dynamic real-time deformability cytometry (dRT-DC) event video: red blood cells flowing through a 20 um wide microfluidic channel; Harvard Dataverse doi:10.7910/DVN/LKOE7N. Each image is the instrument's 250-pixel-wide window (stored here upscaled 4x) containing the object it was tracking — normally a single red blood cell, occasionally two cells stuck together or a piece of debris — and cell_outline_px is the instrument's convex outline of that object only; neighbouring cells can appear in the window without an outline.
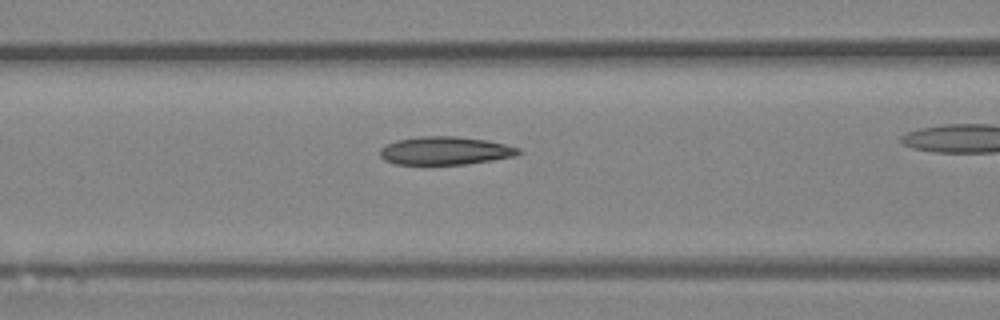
{"species": "Egyptian fruit bat (a non-hibernating species)", "species_latin": "Rousettus aegyptiacus", "temperature_condition": "room temperature", "stored_images_in_passage": 23, "camera_frame_rate_fps": 3000, "um_per_image_px": 0.085, "animal": {"sex": "female"}, "frame": {"image": 1, "passage_image": 5, "time_ms": 1.333, "image_size_px": [1000, 320], "cell_outline_px": [[520, 152], [516, 156], [492, 160], [464, 164], [396, 164], [384, 160], [380, 156], [380, 148], [396, 140], [420, 136], [456, 136], [488, 140], [520, 148]], "centroid_in_image_um": [37.83, 12.8], "position_along_channel_um": 128.8, "area_um2": 22.66}}
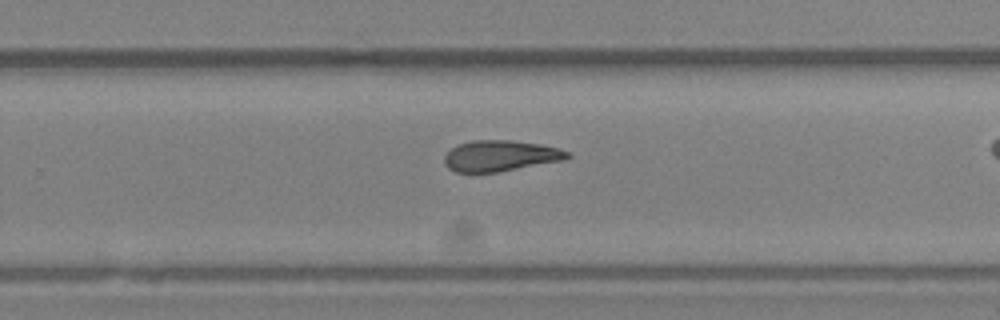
{"frame": {"image": 2, "passage_image": 16, "time_ms": 5.0, "image_size_px": [1000, 320], "cell_outline_px": [[572, 156], [564, 160], [496, 172], [456, 172], [448, 168], [444, 164], [444, 156], [456, 144], [472, 140], [512, 140], [540, 144], [560, 148], [568, 152]], "centroid_in_image_um": [42.52, 13.23], "position_along_channel_um": 287.3, "area_um2": 22.2}}
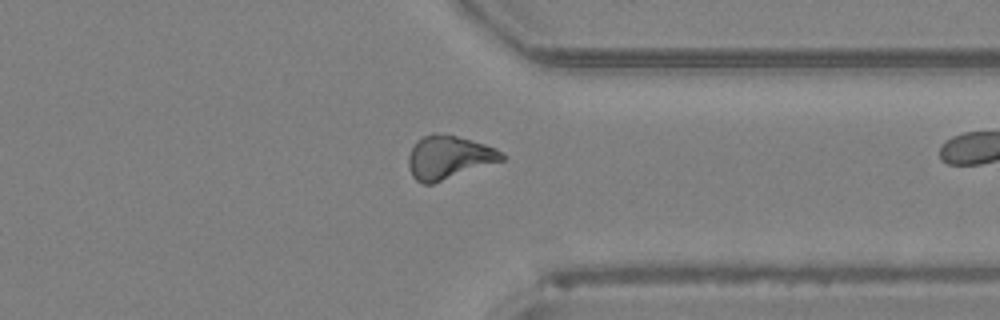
{"frame": {"image": 3, "passage_image": 22, "time_ms": 7.0, "image_size_px": [1000, 320], "cell_outline_px": [[504, 160], [432, 184], [424, 184], [416, 180], [412, 176], [408, 164], [408, 156], [416, 140], [432, 132], [436, 132], [456, 136], [484, 144], [496, 148], [504, 156]], "centroid_in_image_um": [38.11, 13.37], "position_along_channel_um": 373.3, "area_um2": 23.47}}